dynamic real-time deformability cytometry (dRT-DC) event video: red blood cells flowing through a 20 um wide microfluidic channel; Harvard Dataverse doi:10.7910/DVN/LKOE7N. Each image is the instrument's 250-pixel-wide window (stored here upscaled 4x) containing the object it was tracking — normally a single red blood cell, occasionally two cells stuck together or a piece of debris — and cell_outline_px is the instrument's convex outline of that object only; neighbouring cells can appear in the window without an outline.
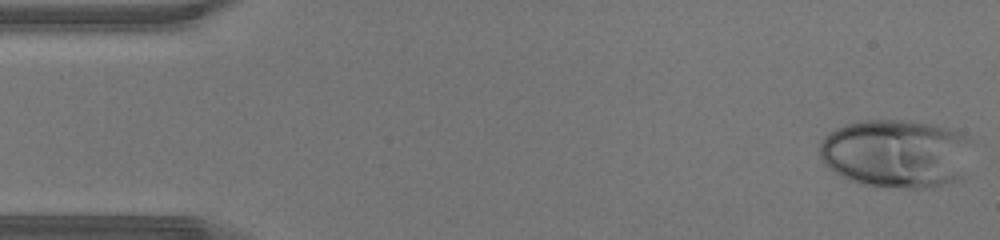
{"species": "human", "species_latin": "Homo sapiens", "temperature_condition": "warm", "stored_images_in_passage": 36, "camera_frame_rate_fps": 3000, "um_per_image_px": 0.085, "donor": {"sex": "male"}, "frame": {"image": 1, "passage_image": 1, "time_ms": 0.0, "image_size_px": [1000, 240], "cell_outline_px": [[972, 140], [960, 180], [948, 184], [924, 188], [908, 188], [864, 184], [852, 180], [828, 168], [824, 164], [820, 156], [820, 144], [824, 136], [828, 132], [836, 128], [860, 120], [908, 120], [928, 124], [956, 132]], "centroid_in_image_um": [76.14, 13.04], "position_along_channel_um": 8.9, "area_um2": 60.34}}
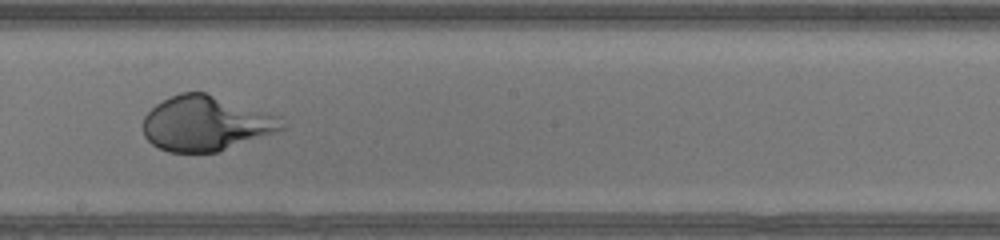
{"frame": {"image": 2, "passage_image": 24, "time_ms": 7.667, "image_size_px": [1000, 240], "cell_outline_px": [[284, 128], [276, 132], [216, 152], [168, 152], [152, 144], [144, 136], [144, 116], [156, 104], [180, 92], [204, 92], [280, 116]], "centroid_in_image_um": [17.48, 10.49], "position_along_channel_um": 230.7, "area_um2": 43.87}}
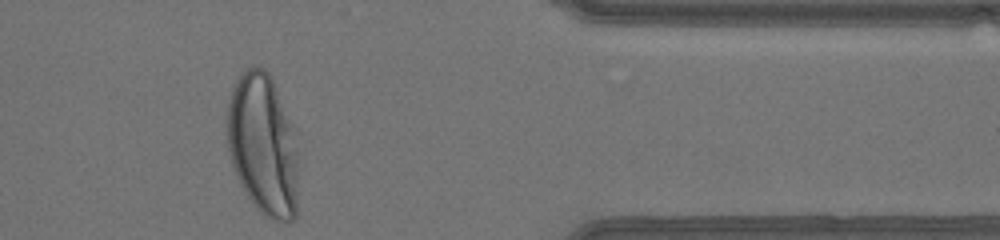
{"frame": {"image": 3, "passage_image": 36, "time_ms": 11.667, "image_size_px": [1000, 240], "cell_outline_px": [[296, 216], [288, 224], [272, 220], [260, 212], [256, 208], [240, 184], [232, 164], [228, 148], [228, 100], [232, 88], [240, 72], [248, 68], [260, 64], [272, 76], [292, 124], [296, 152]], "centroid_in_image_um": [22.34, 12.28], "position_along_channel_um": 389.1, "area_um2": 58.78}}